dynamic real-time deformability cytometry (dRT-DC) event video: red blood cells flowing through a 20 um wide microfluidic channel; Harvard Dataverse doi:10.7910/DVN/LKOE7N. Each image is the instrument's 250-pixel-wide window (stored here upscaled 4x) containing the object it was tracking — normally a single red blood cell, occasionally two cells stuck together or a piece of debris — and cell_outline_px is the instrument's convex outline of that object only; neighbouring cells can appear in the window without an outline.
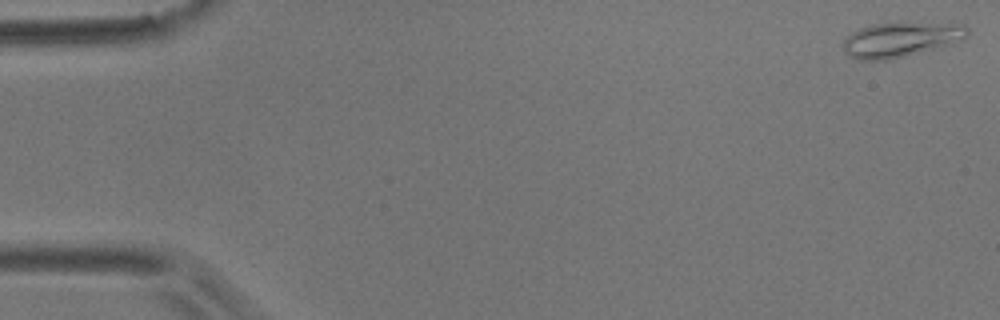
{"species": "common noctule bat (a hibernating species)", "species_latin": "Nyctalus noctula", "temperature_condition": "room temperature", "stored_images_in_passage": 57, "camera_frame_rate_fps": 3000, "um_per_image_px": 0.085, "animal": {"sex": "male", "body_mass_g": 17.9}, "frame": {"image": 1, "passage_image": 1, "time_ms": 0.0, "image_size_px": [1000, 320], "cell_outline_px": [[968, 36], [952, 44], [888, 60], [856, 60], [848, 56], [844, 52], [844, 40], [852, 32], [860, 28], [872, 24], [896, 20], [900, 20], [964, 24], [968, 28]], "centroid_in_image_um": [76.58, 3.31], "position_along_channel_um": 8.4, "area_um2": 26.07}}
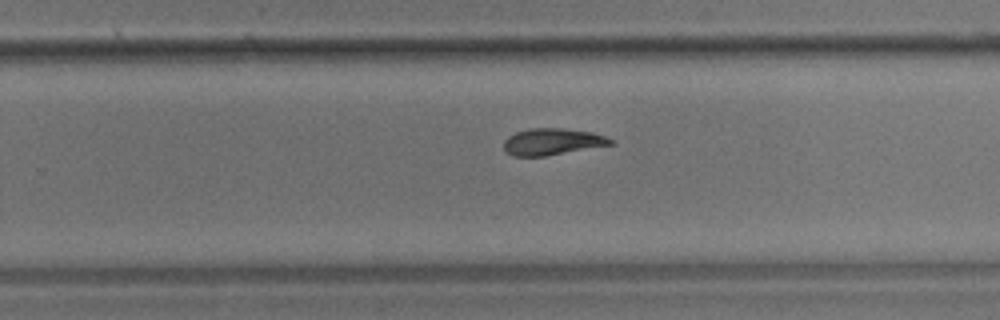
{"frame": {"image": 2, "passage_image": 36, "time_ms": 11.667, "image_size_px": [1000, 320], "cell_outline_px": [[616, 140], [612, 144], [544, 156], [512, 156], [504, 152], [504, 140], [508, 136], [516, 132], [528, 128], [564, 128], [592, 132]], "centroid_in_image_um": [46.9, 12.04], "position_along_channel_um": 282.9, "area_um2": 16.59}}
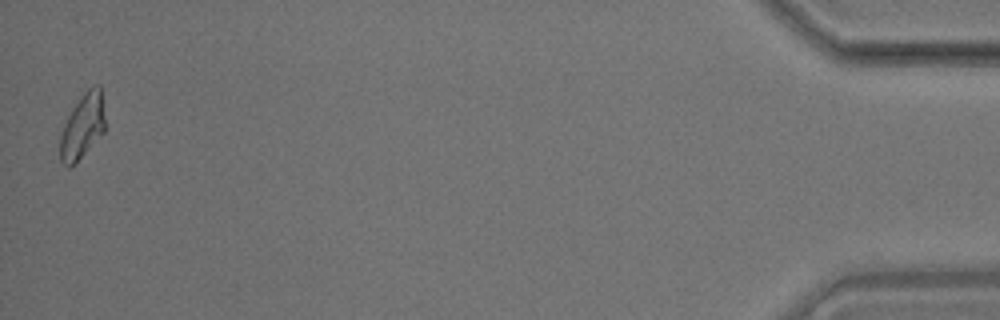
{"frame": {"image": 3, "passage_image": 56, "time_ms": 18.333, "image_size_px": [1000, 320], "cell_outline_px": [[104, 132], [68, 168], [60, 160], [60, 136], [64, 124], [72, 108], [80, 96], [88, 88], [96, 84], [100, 84], [104, 116]], "centroid_in_image_um": [7.0, 10.68], "position_along_channel_um": 428.2, "area_um2": 16.53}, "authors_computed_cell_mechanics": {"area_um2": 17.1666, "velocity_mm_per_s": 3.5304, "shape_relaxation_time_tau1_ms": 6.7705, "shape_relaxation_time_tau2_ms": 4.1639, "deformation_change_tau1": 0.2015, "deformation_change_tau2": 0.0842}}